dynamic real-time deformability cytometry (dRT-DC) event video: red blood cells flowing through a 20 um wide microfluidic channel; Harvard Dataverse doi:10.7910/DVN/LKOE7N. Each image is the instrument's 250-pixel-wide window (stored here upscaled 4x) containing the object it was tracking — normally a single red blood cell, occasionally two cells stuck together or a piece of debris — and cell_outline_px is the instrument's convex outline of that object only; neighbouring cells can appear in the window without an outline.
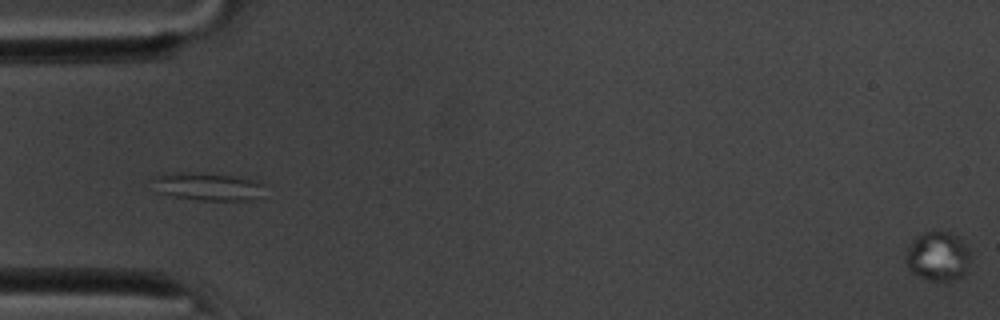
{"species": "common noctule bat (a hibernating species)", "species_latin": "Nyctalus noctula", "temperature_condition": "room temperature", "stored_images_in_passage": 16, "segment_of_instrument_passage": [2, 2], "camera_frame_rate_fps": 3000, "um_per_image_px": 0.085, "animal": {"sex": "male", "body_mass_g": 20.1, "forearm_length_mm": 53.5}, "frame": {"image": 1, "passage_image": 16, "time_ms": 5.0, "image_size_px": [1000, 320], "cell_outline_px": [[968, 260], [964, 276], [952, 280], [928, 280], [920, 276], [908, 264], [904, 256], [912, 240], [916, 236], [924, 232], [952, 232], [960, 236], [968, 248]], "centroid_in_image_um": [79.74, 21.75], "position_along_channel_um": 5.3, "area_um2": 18.21}}